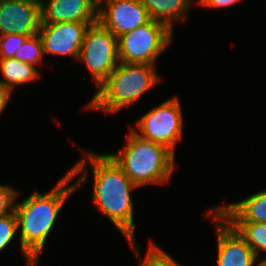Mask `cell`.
Instances as JSON below:
<instances>
[{"instance_id": "obj_18", "label": "cell", "mask_w": 266, "mask_h": 266, "mask_svg": "<svg viewBox=\"0 0 266 266\" xmlns=\"http://www.w3.org/2000/svg\"><path fill=\"white\" fill-rule=\"evenodd\" d=\"M44 55L41 37L39 34H35L26 39L13 58L37 67L42 64L41 58Z\"/></svg>"}, {"instance_id": "obj_20", "label": "cell", "mask_w": 266, "mask_h": 266, "mask_svg": "<svg viewBox=\"0 0 266 266\" xmlns=\"http://www.w3.org/2000/svg\"><path fill=\"white\" fill-rule=\"evenodd\" d=\"M28 37L16 33L0 35V59L13 58Z\"/></svg>"}, {"instance_id": "obj_7", "label": "cell", "mask_w": 266, "mask_h": 266, "mask_svg": "<svg viewBox=\"0 0 266 266\" xmlns=\"http://www.w3.org/2000/svg\"><path fill=\"white\" fill-rule=\"evenodd\" d=\"M77 61L87 66L98 89L119 63L117 37L99 21L89 25Z\"/></svg>"}, {"instance_id": "obj_16", "label": "cell", "mask_w": 266, "mask_h": 266, "mask_svg": "<svg viewBox=\"0 0 266 266\" xmlns=\"http://www.w3.org/2000/svg\"><path fill=\"white\" fill-rule=\"evenodd\" d=\"M246 241L257 259L261 252L266 253V223L261 222H228Z\"/></svg>"}, {"instance_id": "obj_4", "label": "cell", "mask_w": 266, "mask_h": 266, "mask_svg": "<svg viewBox=\"0 0 266 266\" xmlns=\"http://www.w3.org/2000/svg\"><path fill=\"white\" fill-rule=\"evenodd\" d=\"M157 73L156 65L119 62L86 107L112 114L128 108L160 82Z\"/></svg>"}, {"instance_id": "obj_13", "label": "cell", "mask_w": 266, "mask_h": 266, "mask_svg": "<svg viewBox=\"0 0 266 266\" xmlns=\"http://www.w3.org/2000/svg\"><path fill=\"white\" fill-rule=\"evenodd\" d=\"M213 209L227 222L266 223V189L253 193L245 199Z\"/></svg>"}, {"instance_id": "obj_3", "label": "cell", "mask_w": 266, "mask_h": 266, "mask_svg": "<svg viewBox=\"0 0 266 266\" xmlns=\"http://www.w3.org/2000/svg\"><path fill=\"white\" fill-rule=\"evenodd\" d=\"M127 144L118 153H108L138 187L167 184L175 170V155L165 146L143 139L129 129Z\"/></svg>"}, {"instance_id": "obj_8", "label": "cell", "mask_w": 266, "mask_h": 266, "mask_svg": "<svg viewBox=\"0 0 266 266\" xmlns=\"http://www.w3.org/2000/svg\"><path fill=\"white\" fill-rule=\"evenodd\" d=\"M150 20L140 0H98V21L117 38Z\"/></svg>"}, {"instance_id": "obj_15", "label": "cell", "mask_w": 266, "mask_h": 266, "mask_svg": "<svg viewBox=\"0 0 266 266\" xmlns=\"http://www.w3.org/2000/svg\"><path fill=\"white\" fill-rule=\"evenodd\" d=\"M0 73L3 78L0 81L12 91L15 86H22L41 78L37 67L14 58L0 59Z\"/></svg>"}, {"instance_id": "obj_1", "label": "cell", "mask_w": 266, "mask_h": 266, "mask_svg": "<svg viewBox=\"0 0 266 266\" xmlns=\"http://www.w3.org/2000/svg\"><path fill=\"white\" fill-rule=\"evenodd\" d=\"M83 155L84 158L68 171L73 178H76L84 170L82 176L80 175L75 182L76 188H84L82 185L87 181L88 170L91 167L93 174L92 203L113 223L126 240L135 239V208L131 190L133 191L138 186L126 176L108 154L83 150Z\"/></svg>"}, {"instance_id": "obj_9", "label": "cell", "mask_w": 266, "mask_h": 266, "mask_svg": "<svg viewBox=\"0 0 266 266\" xmlns=\"http://www.w3.org/2000/svg\"><path fill=\"white\" fill-rule=\"evenodd\" d=\"M206 215L213 216L215 223L217 266H255V253L237 231L213 208Z\"/></svg>"}, {"instance_id": "obj_21", "label": "cell", "mask_w": 266, "mask_h": 266, "mask_svg": "<svg viewBox=\"0 0 266 266\" xmlns=\"http://www.w3.org/2000/svg\"><path fill=\"white\" fill-rule=\"evenodd\" d=\"M19 192L10 185L0 184V216L9 214L14 211L15 200L17 199Z\"/></svg>"}, {"instance_id": "obj_22", "label": "cell", "mask_w": 266, "mask_h": 266, "mask_svg": "<svg viewBox=\"0 0 266 266\" xmlns=\"http://www.w3.org/2000/svg\"><path fill=\"white\" fill-rule=\"evenodd\" d=\"M198 1L197 4L203 6V7H208L213 8V9H217V8H226V7H230L234 4H237L239 2H241L242 0H196Z\"/></svg>"}, {"instance_id": "obj_12", "label": "cell", "mask_w": 266, "mask_h": 266, "mask_svg": "<svg viewBox=\"0 0 266 266\" xmlns=\"http://www.w3.org/2000/svg\"><path fill=\"white\" fill-rule=\"evenodd\" d=\"M40 23L98 21V0H40Z\"/></svg>"}, {"instance_id": "obj_24", "label": "cell", "mask_w": 266, "mask_h": 266, "mask_svg": "<svg viewBox=\"0 0 266 266\" xmlns=\"http://www.w3.org/2000/svg\"><path fill=\"white\" fill-rule=\"evenodd\" d=\"M256 266H266V258L264 259H262L261 258V260L260 261H258V263H257V265Z\"/></svg>"}, {"instance_id": "obj_10", "label": "cell", "mask_w": 266, "mask_h": 266, "mask_svg": "<svg viewBox=\"0 0 266 266\" xmlns=\"http://www.w3.org/2000/svg\"><path fill=\"white\" fill-rule=\"evenodd\" d=\"M88 26L84 22L40 23L38 34L44 54L69 56L78 60Z\"/></svg>"}, {"instance_id": "obj_2", "label": "cell", "mask_w": 266, "mask_h": 266, "mask_svg": "<svg viewBox=\"0 0 266 266\" xmlns=\"http://www.w3.org/2000/svg\"><path fill=\"white\" fill-rule=\"evenodd\" d=\"M74 178L67 172L48 193L35 190L26 199L15 203L20 250L28 266L39 263L41 251L53 230L64 203L75 192ZM73 180V183L69 185Z\"/></svg>"}, {"instance_id": "obj_11", "label": "cell", "mask_w": 266, "mask_h": 266, "mask_svg": "<svg viewBox=\"0 0 266 266\" xmlns=\"http://www.w3.org/2000/svg\"><path fill=\"white\" fill-rule=\"evenodd\" d=\"M41 22L40 0H1L0 35L38 34Z\"/></svg>"}, {"instance_id": "obj_14", "label": "cell", "mask_w": 266, "mask_h": 266, "mask_svg": "<svg viewBox=\"0 0 266 266\" xmlns=\"http://www.w3.org/2000/svg\"><path fill=\"white\" fill-rule=\"evenodd\" d=\"M151 20L165 24L173 31L174 22L185 21L194 0H140Z\"/></svg>"}, {"instance_id": "obj_17", "label": "cell", "mask_w": 266, "mask_h": 266, "mask_svg": "<svg viewBox=\"0 0 266 266\" xmlns=\"http://www.w3.org/2000/svg\"><path fill=\"white\" fill-rule=\"evenodd\" d=\"M136 239H128L129 245H131L133 252L140 259L139 266H182L178 261L174 260L169 253L162 250L157 244L150 241L149 249L146 256L141 260L139 248L136 244Z\"/></svg>"}, {"instance_id": "obj_23", "label": "cell", "mask_w": 266, "mask_h": 266, "mask_svg": "<svg viewBox=\"0 0 266 266\" xmlns=\"http://www.w3.org/2000/svg\"><path fill=\"white\" fill-rule=\"evenodd\" d=\"M11 95H12V90L9 87L5 86L0 81V116L2 112L5 110Z\"/></svg>"}, {"instance_id": "obj_6", "label": "cell", "mask_w": 266, "mask_h": 266, "mask_svg": "<svg viewBox=\"0 0 266 266\" xmlns=\"http://www.w3.org/2000/svg\"><path fill=\"white\" fill-rule=\"evenodd\" d=\"M184 119L178 97L156 105L138 119L131 130L139 137L165 146L175 155V146L183 136Z\"/></svg>"}, {"instance_id": "obj_19", "label": "cell", "mask_w": 266, "mask_h": 266, "mask_svg": "<svg viewBox=\"0 0 266 266\" xmlns=\"http://www.w3.org/2000/svg\"><path fill=\"white\" fill-rule=\"evenodd\" d=\"M15 212L0 216V252L8 248L9 243L18 235Z\"/></svg>"}, {"instance_id": "obj_5", "label": "cell", "mask_w": 266, "mask_h": 266, "mask_svg": "<svg viewBox=\"0 0 266 266\" xmlns=\"http://www.w3.org/2000/svg\"><path fill=\"white\" fill-rule=\"evenodd\" d=\"M165 24L150 20L117 38L119 62L146 63L155 61L172 43L173 34Z\"/></svg>"}]
</instances>
